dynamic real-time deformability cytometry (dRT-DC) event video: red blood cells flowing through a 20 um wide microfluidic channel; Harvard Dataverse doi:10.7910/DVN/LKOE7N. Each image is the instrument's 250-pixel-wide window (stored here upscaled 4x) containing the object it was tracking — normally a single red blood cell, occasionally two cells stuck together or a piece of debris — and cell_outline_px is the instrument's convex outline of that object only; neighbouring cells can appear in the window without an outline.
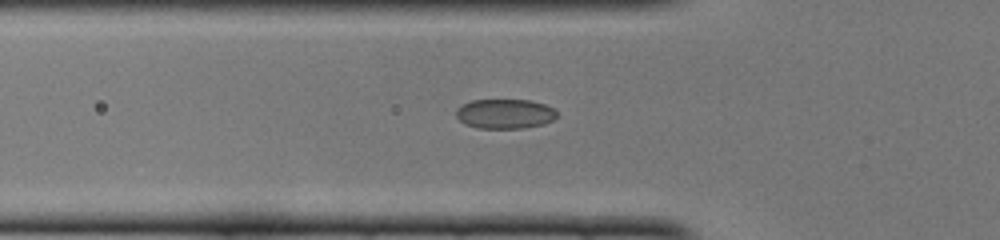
{"species": "common noctule bat (a hibernating species)", "species_latin": "Nyctalus noctula", "temperature_condition": "cold", "stored_images_in_passage": 33, "camera_frame_rate_fps": 3000, "um_per_image_px": 0.085, "animal": {"sex": "female", "body_mass_g": 22.0, "forearm_length_mm": 56.7}, "frame": {"image": 1, "passage_image": 5, "time_ms": 1.333, "image_size_px": [1000, 240], "cell_outline_px": [[556, 116], [552, 120], [544, 124], [524, 128], [476, 128], [464, 124], [456, 116], [456, 108], [472, 100], [528, 100], [544, 104], [552, 108], [556, 112]], "centroid_in_image_um": [42.89, 9.68], "position_along_channel_um": 82.9, "area_um2": 17.34}}
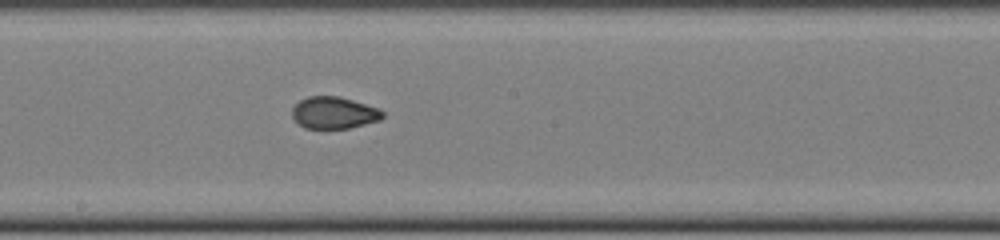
{"frame": {"image": 2, "passage_image": 15, "time_ms": 4.667, "image_size_px": [1000, 240], "cell_outline_px": [[384, 116], [380, 120], [348, 128], [304, 128], [292, 116], [292, 108], [300, 100], [308, 96], [340, 96], [376, 108], [384, 112]], "centroid_in_image_um": [28.37, 9.58], "position_along_channel_um": 219.8, "area_um2": 16.59}}
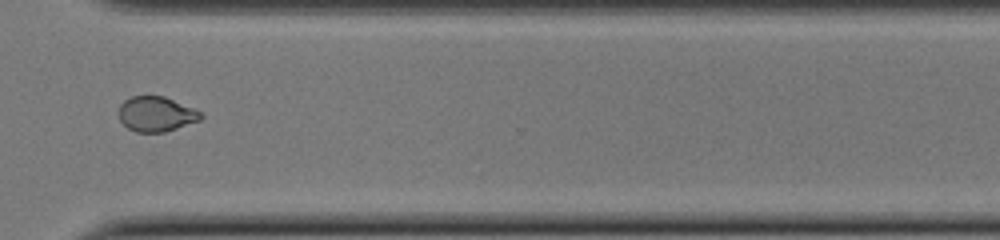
{"frame": {"image": 3, "passage_image": 25, "time_ms": 8.0, "image_size_px": [1000, 240], "cell_outline_px": [[204, 116], [200, 120], [164, 132], [136, 132], [128, 128], [120, 120], [120, 104], [124, 100], [132, 96], [164, 96], [192, 108], [200, 112]], "centroid_in_image_um": [13.27, 9.69], "position_along_channel_um": 357.3, "area_um2": 16.47}}